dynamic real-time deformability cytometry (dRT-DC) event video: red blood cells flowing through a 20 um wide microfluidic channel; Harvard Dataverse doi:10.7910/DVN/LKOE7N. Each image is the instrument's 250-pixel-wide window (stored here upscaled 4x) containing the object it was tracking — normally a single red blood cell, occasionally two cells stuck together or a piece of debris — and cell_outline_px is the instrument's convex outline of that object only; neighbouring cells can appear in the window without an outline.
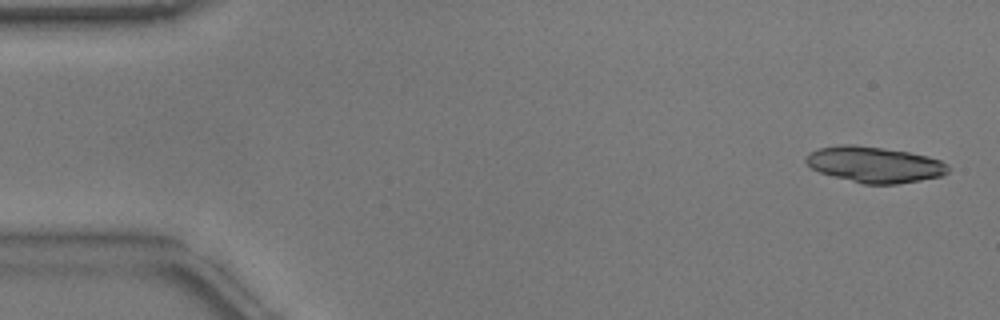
{"species": "common noctule bat (a hibernating species)", "species_latin": "Nyctalus noctula", "temperature_condition": "warm", "stored_images_in_passage": 52, "segment_of_instrument_passage": [1, 2], "camera_frame_rate_fps": 3000, "um_per_image_px": 0.085, "animal": {"sex": "male", "body_mass_g": 17.9}, "frame": {"image": 1, "passage_image": 1, "time_ms": 0.0, "image_size_px": [1000, 320], "cell_outline_px": [[952, 168], [944, 176], [896, 184], [864, 184], [832, 176], [820, 172], [812, 168], [804, 160], [808, 152], [820, 148], [840, 144], [852, 144], [908, 152], [928, 156], [940, 160], [948, 164]], "centroid_in_image_um": [74.36, 13.99], "position_along_channel_um": 10.6, "area_um2": 29.82}}